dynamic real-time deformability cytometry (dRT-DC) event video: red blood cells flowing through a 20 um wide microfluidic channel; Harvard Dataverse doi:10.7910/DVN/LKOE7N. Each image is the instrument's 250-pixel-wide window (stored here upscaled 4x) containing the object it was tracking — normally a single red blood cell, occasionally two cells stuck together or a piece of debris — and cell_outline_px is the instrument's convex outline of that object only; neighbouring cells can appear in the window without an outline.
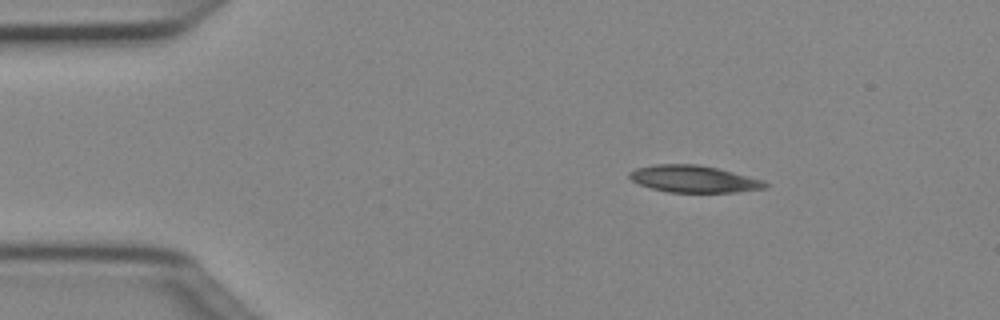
{"species": "Egyptian fruit bat (a non-hibernating species)", "species_latin": "Rousettus aegyptiacus", "temperature_condition": "cold", "stored_images_in_passage": 43, "camera_frame_rate_fps": 3000, "um_per_image_px": 0.085, "animal": {"sex": "female"}, "frame": {"image": 1, "passage_image": 1, "time_ms": 0.0, "image_size_px": [1000, 320], "cell_outline_px": [[768, 188], [736, 192], [668, 192], [652, 188], [640, 184], [632, 180], [628, 176], [628, 172], [636, 168], [656, 164], [696, 164], [716, 168], [764, 180], [768, 184]], "centroid_in_image_um": [58.97, 15.21], "position_along_channel_um": 26.0, "area_um2": 21.21}}
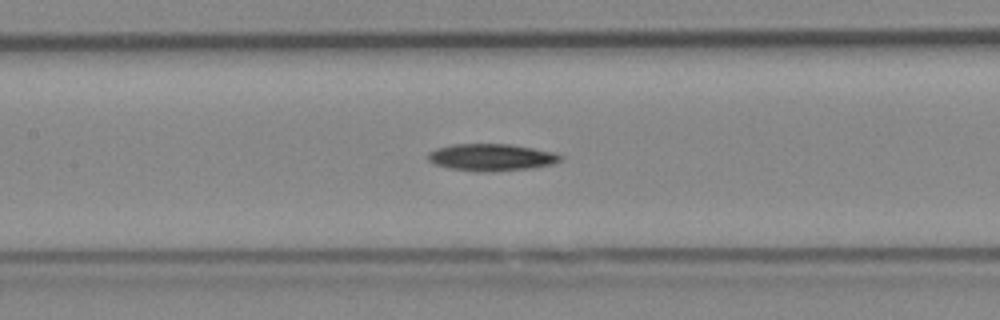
{"frame": {"image": 2, "passage_image": 16, "time_ms": 5.0, "image_size_px": [1000, 320], "cell_outline_px": [[564, 156], [560, 160], [552, 164], [532, 168], [492, 172], [476, 172], [448, 168], [436, 164], [428, 160], [428, 152], [436, 148], [452, 144], [508, 144], [556, 152]], "centroid_in_image_um": [41.77, 13.38], "position_along_channel_um": 165.6, "area_um2": 21.04}}
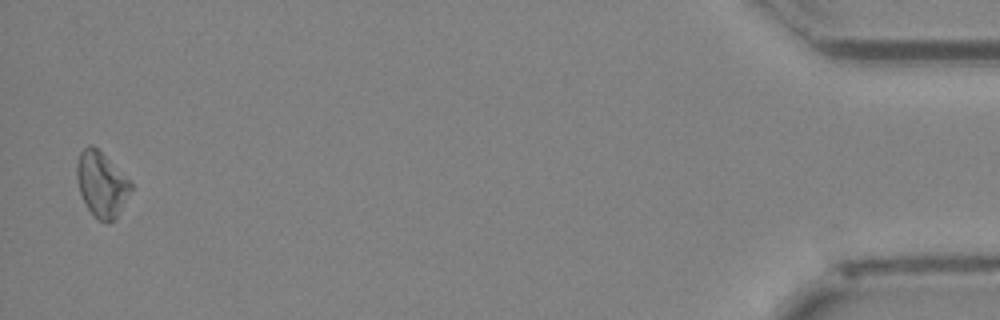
{"frame": {"image": 3, "passage_image": 42, "time_ms": 13.667, "image_size_px": [1000, 320], "cell_outline_px": [[132, 188], [116, 216], [112, 220], [100, 220], [88, 208], [80, 192], [76, 176], [76, 164], [80, 152], [88, 144], [92, 144], [132, 184]], "centroid_in_image_um": [8.58, 15.62], "position_along_channel_um": 426.6, "area_um2": 19.48}, "authors_computed_cell_mechanics": {"area_um2": 20.1144, "velocity_mm_per_s": 4.0427, "shape_relaxation_time_tau1_ms": 10.2715, "shape_relaxation_time_tau2_ms": null, "deformation_change_tau1": 0.1571, "deformation_change_tau2": null}}